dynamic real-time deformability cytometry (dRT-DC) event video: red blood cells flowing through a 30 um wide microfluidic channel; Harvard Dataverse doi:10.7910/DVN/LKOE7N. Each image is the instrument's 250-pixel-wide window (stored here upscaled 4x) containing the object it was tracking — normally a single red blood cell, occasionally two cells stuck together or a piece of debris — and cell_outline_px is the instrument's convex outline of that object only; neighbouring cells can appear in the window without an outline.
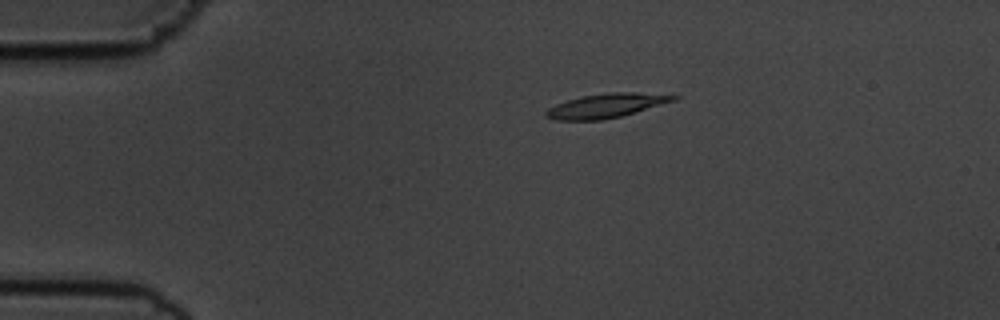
{"species": "common noctule bat (a hibernating species)", "species_latin": "Nyctalus noctula", "temperature_condition": "cold", "stored_images_in_passage": 46, "camera_frame_rate_fps": 3000, "um_per_image_px": 0.085, "animal": {"sex": "male", "body_mass_g": 19.5, "forearm_length_mm": 54.6}, "frame": {"image": 1, "passage_image": 1, "time_ms": 0.0, "image_size_px": [1000, 320], "cell_outline_px": [[680, 96], [676, 100], [620, 116], [600, 120], [556, 120], [544, 116], [544, 112], [548, 108], [556, 104], [580, 96], [608, 92], [636, 92]], "centroid_in_image_um": [51.48, 8.97], "position_along_channel_um": 33.5, "area_um2": 17.8}}
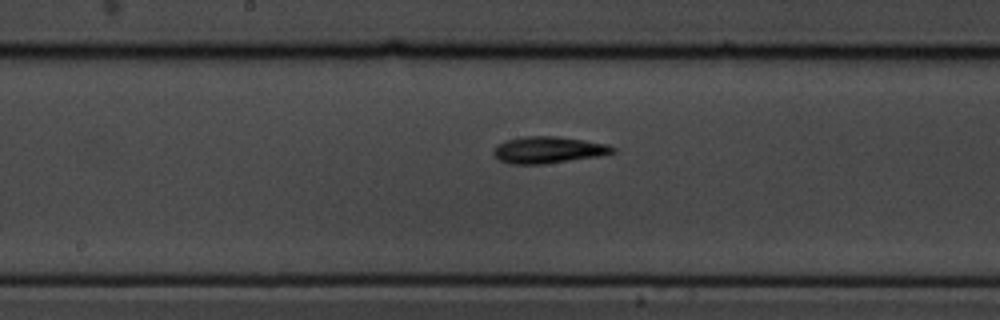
{"frame": {"image": 2, "passage_image": 19, "time_ms": 6.0, "image_size_px": [1000, 320], "cell_outline_px": [[616, 152], [600, 156], [544, 164], [512, 164], [500, 160], [492, 152], [492, 148], [496, 144], [508, 140], [524, 136], [556, 136], [584, 140], [608, 144], [616, 148]], "centroid_in_image_um": [46.61, 12.74], "position_along_channel_um": 201.6, "area_um2": 18.61}}
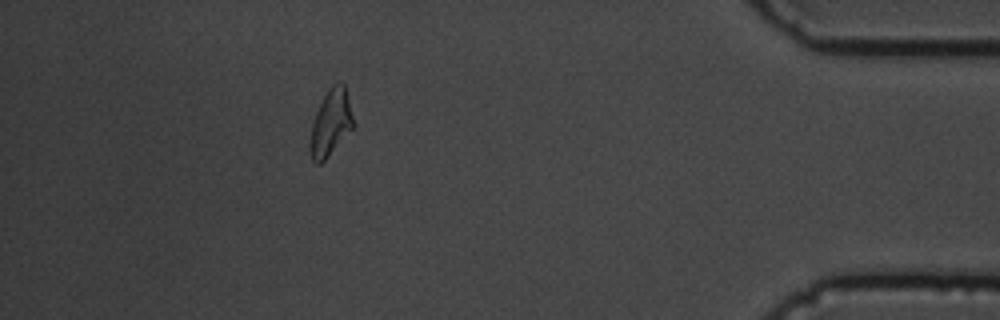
{"frame": {"image": 3, "passage_image": 40, "time_ms": 13.0, "image_size_px": [1000, 320], "cell_outline_px": [[356, 124], [324, 160], [320, 164], [316, 164], [312, 160], [308, 148], [308, 144], [312, 124], [316, 112], [328, 88], [336, 80], [340, 80], [344, 84]], "centroid_in_image_um": [28.11, 10.42], "position_along_channel_um": 407.1, "area_um2": 16.88}, "authors_computed_cell_mechanics": {"area_um2": 17.2533, "velocity_mm_per_s": 3.6012, "shape_relaxation_time_tau1_ms": 3.5298, "shape_relaxation_time_tau2_ms": 6.2675, "deformation_change_tau1": 0.129, "deformation_change_tau2": 0.1525}}